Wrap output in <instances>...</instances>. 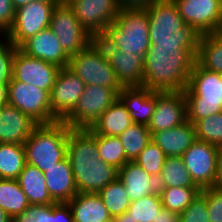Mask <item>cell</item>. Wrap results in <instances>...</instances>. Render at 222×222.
Masks as SVG:
<instances>
[{
  "label": "cell",
  "mask_w": 222,
  "mask_h": 222,
  "mask_svg": "<svg viewBox=\"0 0 222 222\" xmlns=\"http://www.w3.org/2000/svg\"><path fill=\"white\" fill-rule=\"evenodd\" d=\"M67 144L78 193H98L118 178V169L100 158L95 133L90 128H70Z\"/></svg>",
  "instance_id": "cell-1"
},
{
  "label": "cell",
  "mask_w": 222,
  "mask_h": 222,
  "mask_svg": "<svg viewBox=\"0 0 222 222\" xmlns=\"http://www.w3.org/2000/svg\"><path fill=\"white\" fill-rule=\"evenodd\" d=\"M196 57L192 49L150 46L144 56L143 86L158 92L184 91Z\"/></svg>",
  "instance_id": "cell-2"
},
{
  "label": "cell",
  "mask_w": 222,
  "mask_h": 222,
  "mask_svg": "<svg viewBox=\"0 0 222 222\" xmlns=\"http://www.w3.org/2000/svg\"><path fill=\"white\" fill-rule=\"evenodd\" d=\"M150 46L192 49L198 54L201 35L186 25L173 0H158L147 4Z\"/></svg>",
  "instance_id": "cell-3"
},
{
  "label": "cell",
  "mask_w": 222,
  "mask_h": 222,
  "mask_svg": "<svg viewBox=\"0 0 222 222\" xmlns=\"http://www.w3.org/2000/svg\"><path fill=\"white\" fill-rule=\"evenodd\" d=\"M100 37L111 47L144 57L150 49L147 9L121 7L114 22Z\"/></svg>",
  "instance_id": "cell-4"
},
{
  "label": "cell",
  "mask_w": 222,
  "mask_h": 222,
  "mask_svg": "<svg viewBox=\"0 0 222 222\" xmlns=\"http://www.w3.org/2000/svg\"><path fill=\"white\" fill-rule=\"evenodd\" d=\"M187 103V120H198L222 112V75L206 70L197 62L183 91Z\"/></svg>",
  "instance_id": "cell-5"
},
{
  "label": "cell",
  "mask_w": 222,
  "mask_h": 222,
  "mask_svg": "<svg viewBox=\"0 0 222 222\" xmlns=\"http://www.w3.org/2000/svg\"><path fill=\"white\" fill-rule=\"evenodd\" d=\"M69 127L64 121L38 124L25 142L26 163L46 172L67 158Z\"/></svg>",
  "instance_id": "cell-6"
},
{
  "label": "cell",
  "mask_w": 222,
  "mask_h": 222,
  "mask_svg": "<svg viewBox=\"0 0 222 222\" xmlns=\"http://www.w3.org/2000/svg\"><path fill=\"white\" fill-rule=\"evenodd\" d=\"M68 68L78 75L85 85L123 88L103 47L95 39L86 48L70 56Z\"/></svg>",
  "instance_id": "cell-7"
},
{
  "label": "cell",
  "mask_w": 222,
  "mask_h": 222,
  "mask_svg": "<svg viewBox=\"0 0 222 222\" xmlns=\"http://www.w3.org/2000/svg\"><path fill=\"white\" fill-rule=\"evenodd\" d=\"M122 88L85 85L74 111L64 120L71 128H90L119 98Z\"/></svg>",
  "instance_id": "cell-8"
},
{
  "label": "cell",
  "mask_w": 222,
  "mask_h": 222,
  "mask_svg": "<svg viewBox=\"0 0 222 222\" xmlns=\"http://www.w3.org/2000/svg\"><path fill=\"white\" fill-rule=\"evenodd\" d=\"M49 29L56 35L69 57L86 48L94 40L81 26L67 3L60 2L54 7Z\"/></svg>",
  "instance_id": "cell-9"
},
{
  "label": "cell",
  "mask_w": 222,
  "mask_h": 222,
  "mask_svg": "<svg viewBox=\"0 0 222 222\" xmlns=\"http://www.w3.org/2000/svg\"><path fill=\"white\" fill-rule=\"evenodd\" d=\"M10 105L18 108L37 124L57 122L50 105V94L39 87L11 79Z\"/></svg>",
  "instance_id": "cell-10"
},
{
  "label": "cell",
  "mask_w": 222,
  "mask_h": 222,
  "mask_svg": "<svg viewBox=\"0 0 222 222\" xmlns=\"http://www.w3.org/2000/svg\"><path fill=\"white\" fill-rule=\"evenodd\" d=\"M58 3L32 1L16 9L14 24L6 37L19 48L30 37L49 28L52 11Z\"/></svg>",
  "instance_id": "cell-11"
},
{
  "label": "cell",
  "mask_w": 222,
  "mask_h": 222,
  "mask_svg": "<svg viewBox=\"0 0 222 222\" xmlns=\"http://www.w3.org/2000/svg\"><path fill=\"white\" fill-rule=\"evenodd\" d=\"M81 26L94 39L114 22L120 12L117 0H70L67 2Z\"/></svg>",
  "instance_id": "cell-12"
},
{
  "label": "cell",
  "mask_w": 222,
  "mask_h": 222,
  "mask_svg": "<svg viewBox=\"0 0 222 222\" xmlns=\"http://www.w3.org/2000/svg\"><path fill=\"white\" fill-rule=\"evenodd\" d=\"M220 151L219 147L196 139L181 156L193 182L200 190L213 186Z\"/></svg>",
  "instance_id": "cell-13"
},
{
  "label": "cell",
  "mask_w": 222,
  "mask_h": 222,
  "mask_svg": "<svg viewBox=\"0 0 222 222\" xmlns=\"http://www.w3.org/2000/svg\"><path fill=\"white\" fill-rule=\"evenodd\" d=\"M186 25L200 35L222 30V0H173Z\"/></svg>",
  "instance_id": "cell-14"
},
{
  "label": "cell",
  "mask_w": 222,
  "mask_h": 222,
  "mask_svg": "<svg viewBox=\"0 0 222 222\" xmlns=\"http://www.w3.org/2000/svg\"><path fill=\"white\" fill-rule=\"evenodd\" d=\"M84 88L83 80L70 68H60L50 93L52 114L58 121H64L74 111Z\"/></svg>",
  "instance_id": "cell-15"
},
{
  "label": "cell",
  "mask_w": 222,
  "mask_h": 222,
  "mask_svg": "<svg viewBox=\"0 0 222 222\" xmlns=\"http://www.w3.org/2000/svg\"><path fill=\"white\" fill-rule=\"evenodd\" d=\"M59 70L60 67L55 64L30 57L19 48L14 54L12 78L46 90L49 94Z\"/></svg>",
  "instance_id": "cell-16"
},
{
  "label": "cell",
  "mask_w": 222,
  "mask_h": 222,
  "mask_svg": "<svg viewBox=\"0 0 222 222\" xmlns=\"http://www.w3.org/2000/svg\"><path fill=\"white\" fill-rule=\"evenodd\" d=\"M187 121V103L181 92L156 91V107L148 124L151 135L160 130L177 127Z\"/></svg>",
  "instance_id": "cell-17"
},
{
  "label": "cell",
  "mask_w": 222,
  "mask_h": 222,
  "mask_svg": "<svg viewBox=\"0 0 222 222\" xmlns=\"http://www.w3.org/2000/svg\"><path fill=\"white\" fill-rule=\"evenodd\" d=\"M104 49L108 62L122 86H143L144 57L109 46L101 37L95 39Z\"/></svg>",
  "instance_id": "cell-18"
},
{
  "label": "cell",
  "mask_w": 222,
  "mask_h": 222,
  "mask_svg": "<svg viewBox=\"0 0 222 222\" xmlns=\"http://www.w3.org/2000/svg\"><path fill=\"white\" fill-rule=\"evenodd\" d=\"M19 49L30 57L55 64L60 68L68 67L70 57L62 49L56 35L49 28L30 37Z\"/></svg>",
  "instance_id": "cell-19"
},
{
  "label": "cell",
  "mask_w": 222,
  "mask_h": 222,
  "mask_svg": "<svg viewBox=\"0 0 222 222\" xmlns=\"http://www.w3.org/2000/svg\"><path fill=\"white\" fill-rule=\"evenodd\" d=\"M38 124L18 108L0 107V143L25 144Z\"/></svg>",
  "instance_id": "cell-20"
},
{
  "label": "cell",
  "mask_w": 222,
  "mask_h": 222,
  "mask_svg": "<svg viewBox=\"0 0 222 222\" xmlns=\"http://www.w3.org/2000/svg\"><path fill=\"white\" fill-rule=\"evenodd\" d=\"M119 99L129 111L133 123L148 126L156 107V91L145 86H123Z\"/></svg>",
  "instance_id": "cell-21"
},
{
  "label": "cell",
  "mask_w": 222,
  "mask_h": 222,
  "mask_svg": "<svg viewBox=\"0 0 222 222\" xmlns=\"http://www.w3.org/2000/svg\"><path fill=\"white\" fill-rule=\"evenodd\" d=\"M167 157H181L197 139L195 125L190 121L167 130H160L151 135Z\"/></svg>",
  "instance_id": "cell-22"
},
{
  "label": "cell",
  "mask_w": 222,
  "mask_h": 222,
  "mask_svg": "<svg viewBox=\"0 0 222 222\" xmlns=\"http://www.w3.org/2000/svg\"><path fill=\"white\" fill-rule=\"evenodd\" d=\"M118 179L125 185V192L131 202L158 191L157 179L135 161L126 162L118 170Z\"/></svg>",
  "instance_id": "cell-23"
},
{
  "label": "cell",
  "mask_w": 222,
  "mask_h": 222,
  "mask_svg": "<svg viewBox=\"0 0 222 222\" xmlns=\"http://www.w3.org/2000/svg\"><path fill=\"white\" fill-rule=\"evenodd\" d=\"M44 176L48 192L56 203H67L78 193L68 158L49 168Z\"/></svg>",
  "instance_id": "cell-24"
},
{
  "label": "cell",
  "mask_w": 222,
  "mask_h": 222,
  "mask_svg": "<svg viewBox=\"0 0 222 222\" xmlns=\"http://www.w3.org/2000/svg\"><path fill=\"white\" fill-rule=\"evenodd\" d=\"M74 222H110L113 220L98 193H77L67 202Z\"/></svg>",
  "instance_id": "cell-25"
},
{
  "label": "cell",
  "mask_w": 222,
  "mask_h": 222,
  "mask_svg": "<svg viewBox=\"0 0 222 222\" xmlns=\"http://www.w3.org/2000/svg\"><path fill=\"white\" fill-rule=\"evenodd\" d=\"M16 180L27 196L30 205L47 206L56 203L46 187L44 172L37 167L26 163Z\"/></svg>",
  "instance_id": "cell-26"
},
{
  "label": "cell",
  "mask_w": 222,
  "mask_h": 222,
  "mask_svg": "<svg viewBox=\"0 0 222 222\" xmlns=\"http://www.w3.org/2000/svg\"><path fill=\"white\" fill-rule=\"evenodd\" d=\"M132 124L129 111L118 98L90 129L97 135L119 137Z\"/></svg>",
  "instance_id": "cell-27"
},
{
  "label": "cell",
  "mask_w": 222,
  "mask_h": 222,
  "mask_svg": "<svg viewBox=\"0 0 222 222\" xmlns=\"http://www.w3.org/2000/svg\"><path fill=\"white\" fill-rule=\"evenodd\" d=\"M196 62L206 70L222 75V32L201 35Z\"/></svg>",
  "instance_id": "cell-28"
},
{
  "label": "cell",
  "mask_w": 222,
  "mask_h": 222,
  "mask_svg": "<svg viewBox=\"0 0 222 222\" xmlns=\"http://www.w3.org/2000/svg\"><path fill=\"white\" fill-rule=\"evenodd\" d=\"M158 188L188 187L198 188L193 182L182 157H167L157 179Z\"/></svg>",
  "instance_id": "cell-29"
},
{
  "label": "cell",
  "mask_w": 222,
  "mask_h": 222,
  "mask_svg": "<svg viewBox=\"0 0 222 222\" xmlns=\"http://www.w3.org/2000/svg\"><path fill=\"white\" fill-rule=\"evenodd\" d=\"M30 205L16 179L0 178V208L14 219Z\"/></svg>",
  "instance_id": "cell-30"
},
{
  "label": "cell",
  "mask_w": 222,
  "mask_h": 222,
  "mask_svg": "<svg viewBox=\"0 0 222 222\" xmlns=\"http://www.w3.org/2000/svg\"><path fill=\"white\" fill-rule=\"evenodd\" d=\"M26 164L23 144L0 143V178L17 179Z\"/></svg>",
  "instance_id": "cell-31"
},
{
  "label": "cell",
  "mask_w": 222,
  "mask_h": 222,
  "mask_svg": "<svg viewBox=\"0 0 222 222\" xmlns=\"http://www.w3.org/2000/svg\"><path fill=\"white\" fill-rule=\"evenodd\" d=\"M126 158L135 161L140 152L152 140L148 126L133 123L119 135Z\"/></svg>",
  "instance_id": "cell-32"
},
{
  "label": "cell",
  "mask_w": 222,
  "mask_h": 222,
  "mask_svg": "<svg viewBox=\"0 0 222 222\" xmlns=\"http://www.w3.org/2000/svg\"><path fill=\"white\" fill-rule=\"evenodd\" d=\"M98 194L112 218L128 211L131 200L125 192V185L118 178L101 189Z\"/></svg>",
  "instance_id": "cell-33"
},
{
  "label": "cell",
  "mask_w": 222,
  "mask_h": 222,
  "mask_svg": "<svg viewBox=\"0 0 222 222\" xmlns=\"http://www.w3.org/2000/svg\"><path fill=\"white\" fill-rule=\"evenodd\" d=\"M199 188L166 187L158 188V192L164 208L181 214L197 196Z\"/></svg>",
  "instance_id": "cell-34"
},
{
  "label": "cell",
  "mask_w": 222,
  "mask_h": 222,
  "mask_svg": "<svg viewBox=\"0 0 222 222\" xmlns=\"http://www.w3.org/2000/svg\"><path fill=\"white\" fill-rule=\"evenodd\" d=\"M95 140L97 142L100 158L108 165L119 170L126 162L129 161L126 158V154L119 137L95 134Z\"/></svg>",
  "instance_id": "cell-35"
},
{
  "label": "cell",
  "mask_w": 222,
  "mask_h": 222,
  "mask_svg": "<svg viewBox=\"0 0 222 222\" xmlns=\"http://www.w3.org/2000/svg\"><path fill=\"white\" fill-rule=\"evenodd\" d=\"M162 208V201L157 191L154 194L147 195L131 202L128 212L137 222H155V218Z\"/></svg>",
  "instance_id": "cell-36"
},
{
  "label": "cell",
  "mask_w": 222,
  "mask_h": 222,
  "mask_svg": "<svg viewBox=\"0 0 222 222\" xmlns=\"http://www.w3.org/2000/svg\"><path fill=\"white\" fill-rule=\"evenodd\" d=\"M194 125L197 140L222 149V112L202 118Z\"/></svg>",
  "instance_id": "cell-37"
},
{
  "label": "cell",
  "mask_w": 222,
  "mask_h": 222,
  "mask_svg": "<svg viewBox=\"0 0 222 222\" xmlns=\"http://www.w3.org/2000/svg\"><path fill=\"white\" fill-rule=\"evenodd\" d=\"M167 156L160 147L152 140L140 152L135 162L139 164L148 174L158 179Z\"/></svg>",
  "instance_id": "cell-38"
},
{
  "label": "cell",
  "mask_w": 222,
  "mask_h": 222,
  "mask_svg": "<svg viewBox=\"0 0 222 222\" xmlns=\"http://www.w3.org/2000/svg\"><path fill=\"white\" fill-rule=\"evenodd\" d=\"M0 38V84L10 83L13 72V59L18 47L6 36ZM5 40H4V39Z\"/></svg>",
  "instance_id": "cell-39"
},
{
  "label": "cell",
  "mask_w": 222,
  "mask_h": 222,
  "mask_svg": "<svg viewBox=\"0 0 222 222\" xmlns=\"http://www.w3.org/2000/svg\"><path fill=\"white\" fill-rule=\"evenodd\" d=\"M180 222H210L207 213V198L202 190L180 214Z\"/></svg>",
  "instance_id": "cell-40"
},
{
  "label": "cell",
  "mask_w": 222,
  "mask_h": 222,
  "mask_svg": "<svg viewBox=\"0 0 222 222\" xmlns=\"http://www.w3.org/2000/svg\"><path fill=\"white\" fill-rule=\"evenodd\" d=\"M13 222H52V205H29Z\"/></svg>",
  "instance_id": "cell-41"
},
{
  "label": "cell",
  "mask_w": 222,
  "mask_h": 222,
  "mask_svg": "<svg viewBox=\"0 0 222 222\" xmlns=\"http://www.w3.org/2000/svg\"><path fill=\"white\" fill-rule=\"evenodd\" d=\"M207 198V213L210 222H222V191L211 188L202 190Z\"/></svg>",
  "instance_id": "cell-42"
},
{
  "label": "cell",
  "mask_w": 222,
  "mask_h": 222,
  "mask_svg": "<svg viewBox=\"0 0 222 222\" xmlns=\"http://www.w3.org/2000/svg\"><path fill=\"white\" fill-rule=\"evenodd\" d=\"M15 12L10 0H0V36H6L12 29Z\"/></svg>",
  "instance_id": "cell-43"
},
{
  "label": "cell",
  "mask_w": 222,
  "mask_h": 222,
  "mask_svg": "<svg viewBox=\"0 0 222 222\" xmlns=\"http://www.w3.org/2000/svg\"><path fill=\"white\" fill-rule=\"evenodd\" d=\"M52 222H74L68 203H55L52 205Z\"/></svg>",
  "instance_id": "cell-44"
},
{
  "label": "cell",
  "mask_w": 222,
  "mask_h": 222,
  "mask_svg": "<svg viewBox=\"0 0 222 222\" xmlns=\"http://www.w3.org/2000/svg\"><path fill=\"white\" fill-rule=\"evenodd\" d=\"M155 222H180V214L163 207L155 218Z\"/></svg>",
  "instance_id": "cell-45"
},
{
  "label": "cell",
  "mask_w": 222,
  "mask_h": 222,
  "mask_svg": "<svg viewBox=\"0 0 222 222\" xmlns=\"http://www.w3.org/2000/svg\"><path fill=\"white\" fill-rule=\"evenodd\" d=\"M121 7H145L158 0H117Z\"/></svg>",
  "instance_id": "cell-46"
},
{
  "label": "cell",
  "mask_w": 222,
  "mask_h": 222,
  "mask_svg": "<svg viewBox=\"0 0 222 222\" xmlns=\"http://www.w3.org/2000/svg\"><path fill=\"white\" fill-rule=\"evenodd\" d=\"M10 104L9 83L0 84V107Z\"/></svg>",
  "instance_id": "cell-47"
},
{
  "label": "cell",
  "mask_w": 222,
  "mask_h": 222,
  "mask_svg": "<svg viewBox=\"0 0 222 222\" xmlns=\"http://www.w3.org/2000/svg\"><path fill=\"white\" fill-rule=\"evenodd\" d=\"M212 187L222 191V149L219 153L216 177Z\"/></svg>",
  "instance_id": "cell-48"
},
{
  "label": "cell",
  "mask_w": 222,
  "mask_h": 222,
  "mask_svg": "<svg viewBox=\"0 0 222 222\" xmlns=\"http://www.w3.org/2000/svg\"><path fill=\"white\" fill-rule=\"evenodd\" d=\"M114 222H137L135 221L128 211L124 212L123 214L116 216L113 218Z\"/></svg>",
  "instance_id": "cell-49"
},
{
  "label": "cell",
  "mask_w": 222,
  "mask_h": 222,
  "mask_svg": "<svg viewBox=\"0 0 222 222\" xmlns=\"http://www.w3.org/2000/svg\"><path fill=\"white\" fill-rule=\"evenodd\" d=\"M10 1L12 2L14 9L16 10L24 5L29 4L33 0H10Z\"/></svg>",
  "instance_id": "cell-50"
},
{
  "label": "cell",
  "mask_w": 222,
  "mask_h": 222,
  "mask_svg": "<svg viewBox=\"0 0 222 222\" xmlns=\"http://www.w3.org/2000/svg\"><path fill=\"white\" fill-rule=\"evenodd\" d=\"M0 222H13V219L7 212L0 208Z\"/></svg>",
  "instance_id": "cell-51"
},
{
  "label": "cell",
  "mask_w": 222,
  "mask_h": 222,
  "mask_svg": "<svg viewBox=\"0 0 222 222\" xmlns=\"http://www.w3.org/2000/svg\"><path fill=\"white\" fill-rule=\"evenodd\" d=\"M33 1H42V2H61L60 0H33Z\"/></svg>",
  "instance_id": "cell-52"
},
{
  "label": "cell",
  "mask_w": 222,
  "mask_h": 222,
  "mask_svg": "<svg viewBox=\"0 0 222 222\" xmlns=\"http://www.w3.org/2000/svg\"><path fill=\"white\" fill-rule=\"evenodd\" d=\"M62 3H67L70 0H60Z\"/></svg>",
  "instance_id": "cell-53"
}]
</instances>
